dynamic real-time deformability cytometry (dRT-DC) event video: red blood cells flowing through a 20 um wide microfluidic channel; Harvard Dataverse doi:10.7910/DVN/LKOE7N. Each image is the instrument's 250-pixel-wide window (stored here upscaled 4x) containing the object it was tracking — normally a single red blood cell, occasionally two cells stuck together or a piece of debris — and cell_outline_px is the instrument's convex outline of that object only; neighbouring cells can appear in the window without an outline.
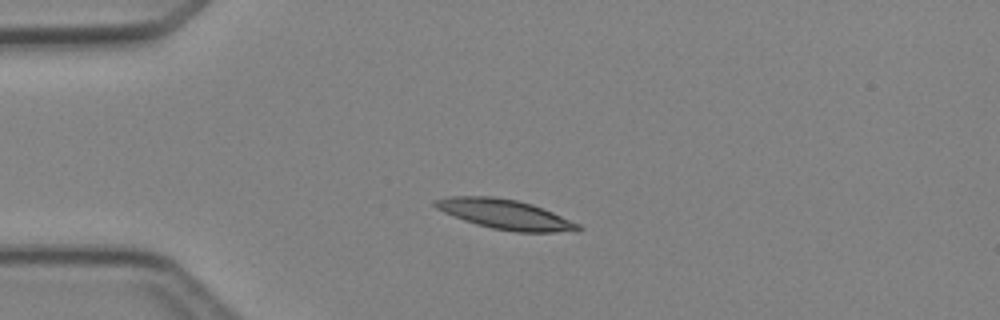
{"species": "Egyptian fruit bat (a non-hibernating species)", "species_latin": "Rousettus aegyptiacus", "temperature_condition": "cold", "stored_images_in_passage": 4, "camera_frame_rate_fps": 3000, "um_per_image_px": 0.085, "animal": {"sex": "female"}, "frame": {"image": 1, "passage_image": 2, "time_ms": 1.0, "image_size_px": [1000, 320], "cell_outline_px": [[584, 228], [580, 232], [516, 232], [492, 228], [476, 224], [464, 220], [444, 212], [436, 208], [432, 204], [432, 200], [448, 196], [492, 196], [516, 200], [532, 204], [544, 208], [580, 224]], "centroid_in_image_um": [42.97, 18.22], "position_along_channel_um": 42.0, "area_um2": 25.03}}
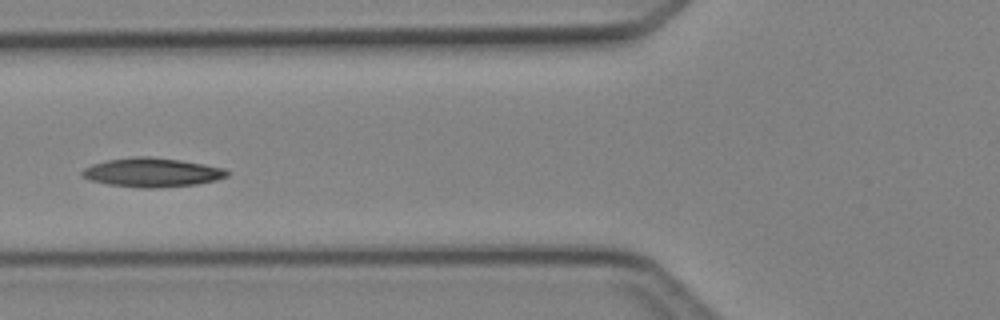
{"frame": {"image": 2, "passage_image": 4, "time_ms": 3.333, "image_size_px": [1000, 320], "cell_outline_px": [[228, 176], [216, 180], [196, 184], [156, 188], [140, 188], [108, 184], [92, 180], [80, 176], [80, 172], [84, 168], [92, 164], [108, 160], [136, 156], [148, 156], [180, 160], [204, 164], [224, 168], [228, 172]], "centroid_in_image_um": [12.91, 14.66], "position_along_channel_um": 112.9, "area_um2": 24.45}}